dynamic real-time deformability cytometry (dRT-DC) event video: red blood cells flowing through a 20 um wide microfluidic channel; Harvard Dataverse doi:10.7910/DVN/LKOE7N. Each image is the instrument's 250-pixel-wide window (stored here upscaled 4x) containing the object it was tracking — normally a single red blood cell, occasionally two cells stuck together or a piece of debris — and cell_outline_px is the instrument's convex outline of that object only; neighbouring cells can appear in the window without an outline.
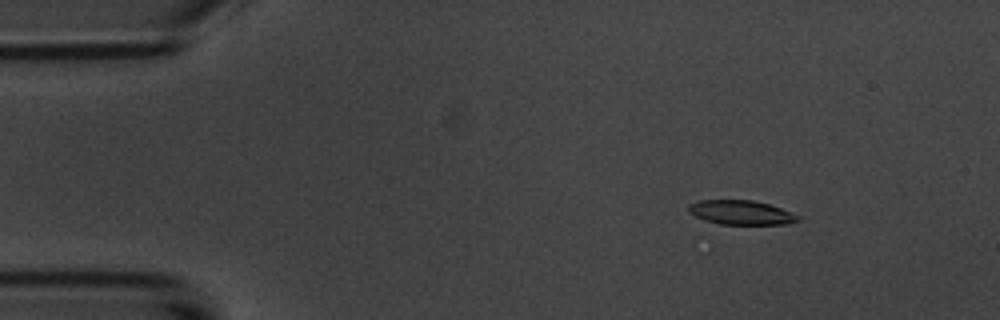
{"species": "common noctule bat (a hibernating species)", "species_latin": "Nyctalus noctula", "temperature_condition": "room temperature", "stored_images_in_passage": 9, "camera_frame_rate_fps": 3000, "um_per_image_px": 0.085, "animal": {"sex": "male", "body_mass_g": 20.1, "forearm_length_mm": 53.5}, "frame": {"image": 1, "passage_image": 3, "time_ms": 2.333, "image_size_px": [1000, 320], "cell_outline_px": [[800, 220], [788, 224], [720, 224], [704, 220], [688, 212], [688, 204], [700, 200], [752, 200], [768, 204], [792, 212], [800, 216]], "centroid_in_image_um": [62.99, 18.06], "position_along_channel_um": 22.0, "area_um2": 15.49}}
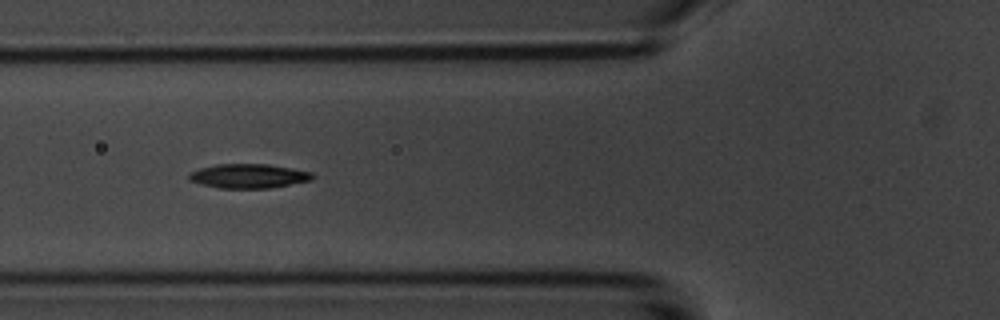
{"frame": {"image": 2, "passage_image": 7, "time_ms": 6.667, "image_size_px": [1000, 320], "cell_outline_px": [[316, 176], [312, 180], [268, 188], [220, 188], [188, 180], [188, 172], [200, 168], [216, 164], [268, 164], [292, 168], [312, 172]], "centroid_in_image_um": [21.14, 14.95], "position_along_channel_um": 104.7, "area_um2": 17.46}}
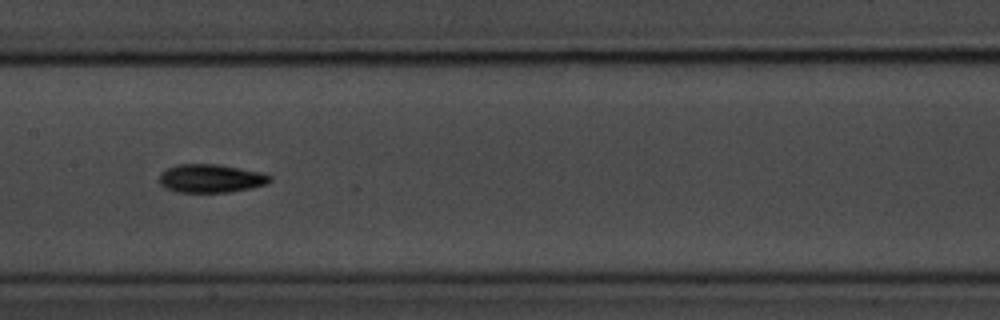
{"frame": {"image": 3, "passage_image": 9, "time_ms": 9.0, "image_size_px": [1000, 320], "cell_outline_px": [[272, 180], [264, 184], [252, 188], [228, 192], [180, 192], [164, 188], [160, 184], [160, 172], [176, 164], [220, 164], [264, 172], [272, 176]], "centroid_in_image_um": [17.94, 15.15], "position_along_channel_um": 189.5, "area_um2": 18.5}}